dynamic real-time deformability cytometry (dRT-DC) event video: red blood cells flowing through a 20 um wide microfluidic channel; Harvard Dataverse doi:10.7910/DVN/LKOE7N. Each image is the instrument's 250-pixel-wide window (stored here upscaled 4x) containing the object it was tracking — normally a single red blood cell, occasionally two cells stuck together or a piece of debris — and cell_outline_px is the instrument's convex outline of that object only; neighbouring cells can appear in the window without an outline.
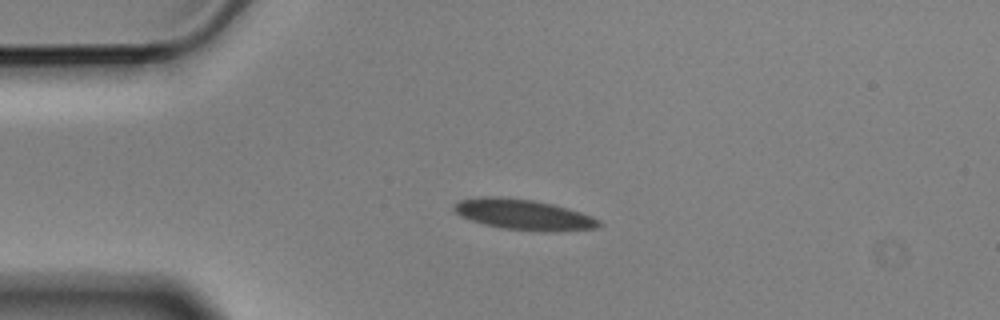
{"species": "Egyptian fruit bat (a non-hibernating species)", "species_latin": "Rousettus aegyptiacus", "temperature_condition": "cold", "stored_images_in_passage": 4, "camera_frame_rate_fps": 3000, "um_per_image_px": 0.085, "animal": {"sex": "male"}, "frame": {"image": 1, "passage_image": 3, "time_ms": 0.667, "image_size_px": [1000, 320], "cell_outline_px": [[604, 224], [596, 228], [552, 232], [544, 232], [500, 228], [484, 224], [460, 216], [452, 208], [460, 200], [480, 196], [500, 196], [532, 200], [552, 204], [580, 212], [592, 216], [600, 220]], "centroid_in_image_um": [44.52, 18.24], "position_along_channel_um": 40.5, "area_um2": 25.89}}